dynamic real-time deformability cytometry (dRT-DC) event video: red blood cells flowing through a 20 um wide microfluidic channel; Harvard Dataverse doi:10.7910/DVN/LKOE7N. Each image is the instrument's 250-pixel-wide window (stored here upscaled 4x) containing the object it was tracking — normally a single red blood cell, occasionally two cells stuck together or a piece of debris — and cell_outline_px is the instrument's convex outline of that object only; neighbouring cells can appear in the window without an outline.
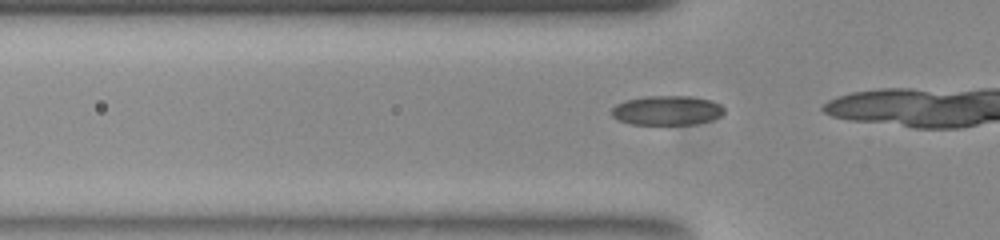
{"species": "common noctule bat (a hibernating species)", "species_latin": "Nyctalus noctula", "temperature_condition": "room temperature", "stored_images_in_passage": 15, "camera_frame_rate_fps": 3000, "um_per_image_px": 0.085, "animal": {"sex": "female", "body_mass_g": 23.0, "forearm_length_mm": 53.4}, "frame": {"image": 1, "passage_image": 12, "time_ms": 3.667, "image_size_px": [1000, 240], "cell_outline_px": [[724, 112], [720, 116], [712, 120], [696, 124], [632, 124], [620, 120], [612, 116], [612, 108], [616, 104], [624, 100], [644, 96], [688, 96], [712, 100], [720, 104], [724, 108]], "centroid_in_image_um": [56.7, 9.37], "position_along_channel_um": 69.1, "area_um2": 19.36}}